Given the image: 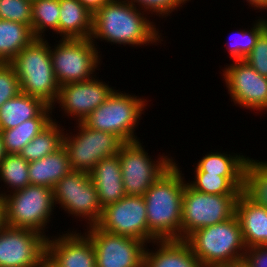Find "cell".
<instances>
[{
	"label": "cell",
	"instance_id": "cell-1",
	"mask_svg": "<svg viewBox=\"0 0 267 267\" xmlns=\"http://www.w3.org/2000/svg\"><path fill=\"white\" fill-rule=\"evenodd\" d=\"M146 14L126 0H110L93 14L91 40L96 47L97 39L131 47L159 45L162 33Z\"/></svg>",
	"mask_w": 267,
	"mask_h": 267
},
{
	"label": "cell",
	"instance_id": "cell-2",
	"mask_svg": "<svg viewBox=\"0 0 267 267\" xmlns=\"http://www.w3.org/2000/svg\"><path fill=\"white\" fill-rule=\"evenodd\" d=\"M175 162L145 192L149 232L157 240H181L185 177Z\"/></svg>",
	"mask_w": 267,
	"mask_h": 267
},
{
	"label": "cell",
	"instance_id": "cell-3",
	"mask_svg": "<svg viewBox=\"0 0 267 267\" xmlns=\"http://www.w3.org/2000/svg\"><path fill=\"white\" fill-rule=\"evenodd\" d=\"M47 38H35L9 63L14 67L22 93L42 99L54 107L60 85L53 71Z\"/></svg>",
	"mask_w": 267,
	"mask_h": 267
},
{
	"label": "cell",
	"instance_id": "cell-4",
	"mask_svg": "<svg viewBox=\"0 0 267 267\" xmlns=\"http://www.w3.org/2000/svg\"><path fill=\"white\" fill-rule=\"evenodd\" d=\"M185 241L203 267H223L244 259L246 246L239 221L232 218L200 228Z\"/></svg>",
	"mask_w": 267,
	"mask_h": 267
},
{
	"label": "cell",
	"instance_id": "cell-5",
	"mask_svg": "<svg viewBox=\"0 0 267 267\" xmlns=\"http://www.w3.org/2000/svg\"><path fill=\"white\" fill-rule=\"evenodd\" d=\"M148 102L143 97L114 89L106 101L93 110L83 123L94 130L112 133L123 143L139 141L134 132Z\"/></svg>",
	"mask_w": 267,
	"mask_h": 267
},
{
	"label": "cell",
	"instance_id": "cell-6",
	"mask_svg": "<svg viewBox=\"0 0 267 267\" xmlns=\"http://www.w3.org/2000/svg\"><path fill=\"white\" fill-rule=\"evenodd\" d=\"M5 225L35 230L45 234L55 208L53 189L42 185H28L3 197Z\"/></svg>",
	"mask_w": 267,
	"mask_h": 267
},
{
	"label": "cell",
	"instance_id": "cell-7",
	"mask_svg": "<svg viewBox=\"0 0 267 267\" xmlns=\"http://www.w3.org/2000/svg\"><path fill=\"white\" fill-rule=\"evenodd\" d=\"M98 48L91 38L60 39L57 45L50 46L53 71L59 85L95 77L94 72L99 70L102 59Z\"/></svg>",
	"mask_w": 267,
	"mask_h": 267
},
{
	"label": "cell",
	"instance_id": "cell-8",
	"mask_svg": "<svg viewBox=\"0 0 267 267\" xmlns=\"http://www.w3.org/2000/svg\"><path fill=\"white\" fill-rule=\"evenodd\" d=\"M238 196L202 193L194 190L187 182L182 197L181 240L200 228L232 218Z\"/></svg>",
	"mask_w": 267,
	"mask_h": 267
},
{
	"label": "cell",
	"instance_id": "cell-9",
	"mask_svg": "<svg viewBox=\"0 0 267 267\" xmlns=\"http://www.w3.org/2000/svg\"><path fill=\"white\" fill-rule=\"evenodd\" d=\"M144 147L141 141L126 142L117 153L124 190L128 196H144L154 182L175 163L172 156H165L164 153L153 160Z\"/></svg>",
	"mask_w": 267,
	"mask_h": 267
},
{
	"label": "cell",
	"instance_id": "cell-10",
	"mask_svg": "<svg viewBox=\"0 0 267 267\" xmlns=\"http://www.w3.org/2000/svg\"><path fill=\"white\" fill-rule=\"evenodd\" d=\"M78 124V125H77ZM76 134L64 133L66 149L72 171L89 173L98 161L118 153L123 142L114 134L94 130L83 122L76 123Z\"/></svg>",
	"mask_w": 267,
	"mask_h": 267
},
{
	"label": "cell",
	"instance_id": "cell-11",
	"mask_svg": "<svg viewBox=\"0 0 267 267\" xmlns=\"http://www.w3.org/2000/svg\"><path fill=\"white\" fill-rule=\"evenodd\" d=\"M54 204H59L73 218H82L87 227L96 225L102 216V206L94 183L87 172L71 171L53 188Z\"/></svg>",
	"mask_w": 267,
	"mask_h": 267
},
{
	"label": "cell",
	"instance_id": "cell-12",
	"mask_svg": "<svg viewBox=\"0 0 267 267\" xmlns=\"http://www.w3.org/2000/svg\"><path fill=\"white\" fill-rule=\"evenodd\" d=\"M96 226L103 231L140 239L146 244L157 240L148 230L143 196L126 195L107 205Z\"/></svg>",
	"mask_w": 267,
	"mask_h": 267
},
{
	"label": "cell",
	"instance_id": "cell-13",
	"mask_svg": "<svg viewBox=\"0 0 267 267\" xmlns=\"http://www.w3.org/2000/svg\"><path fill=\"white\" fill-rule=\"evenodd\" d=\"M85 230L95 249L96 267H143L145 242L103 231L96 225Z\"/></svg>",
	"mask_w": 267,
	"mask_h": 267
},
{
	"label": "cell",
	"instance_id": "cell-14",
	"mask_svg": "<svg viewBox=\"0 0 267 267\" xmlns=\"http://www.w3.org/2000/svg\"><path fill=\"white\" fill-rule=\"evenodd\" d=\"M47 237L27 228L0 230V267H39L46 258Z\"/></svg>",
	"mask_w": 267,
	"mask_h": 267
},
{
	"label": "cell",
	"instance_id": "cell-15",
	"mask_svg": "<svg viewBox=\"0 0 267 267\" xmlns=\"http://www.w3.org/2000/svg\"><path fill=\"white\" fill-rule=\"evenodd\" d=\"M226 66L222 78L231 101L251 111H267V77L258 74L244 60H234Z\"/></svg>",
	"mask_w": 267,
	"mask_h": 267
},
{
	"label": "cell",
	"instance_id": "cell-16",
	"mask_svg": "<svg viewBox=\"0 0 267 267\" xmlns=\"http://www.w3.org/2000/svg\"><path fill=\"white\" fill-rule=\"evenodd\" d=\"M91 78L82 82H71L60 86L56 102L61 111L75 119L77 123L85 118L102 103L114 91L105 81Z\"/></svg>",
	"mask_w": 267,
	"mask_h": 267
},
{
	"label": "cell",
	"instance_id": "cell-17",
	"mask_svg": "<svg viewBox=\"0 0 267 267\" xmlns=\"http://www.w3.org/2000/svg\"><path fill=\"white\" fill-rule=\"evenodd\" d=\"M62 234L47 238L46 258L53 265L56 267H96L95 249L86 233L82 234L81 230L80 233H77V230H70Z\"/></svg>",
	"mask_w": 267,
	"mask_h": 267
},
{
	"label": "cell",
	"instance_id": "cell-18",
	"mask_svg": "<svg viewBox=\"0 0 267 267\" xmlns=\"http://www.w3.org/2000/svg\"><path fill=\"white\" fill-rule=\"evenodd\" d=\"M89 175L95 185L102 208L127 195L124 190L118 154L98 161Z\"/></svg>",
	"mask_w": 267,
	"mask_h": 267
},
{
	"label": "cell",
	"instance_id": "cell-19",
	"mask_svg": "<svg viewBox=\"0 0 267 267\" xmlns=\"http://www.w3.org/2000/svg\"><path fill=\"white\" fill-rule=\"evenodd\" d=\"M235 216L246 248L267 246V208L254 204L241 192L236 202Z\"/></svg>",
	"mask_w": 267,
	"mask_h": 267
},
{
	"label": "cell",
	"instance_id": "cell-20",
	"mask_svg": "<svg viewBox=\"0 0 267 267\" xmlns=\"http://www.w3.org/2000/svg\"><path fill=\"white\" fill-rule=\"evenodd\" d=\"M152 244L158 247L150 250L146 245L143 267H203L185 240H156Z\"/></svg>",
	"mask_w": 267,
	"mask_h": 267
},
{
	"label": "cell",
	"instance_id": "cell-21",
	"mask_svg": "<svg viewBox=\"0 0 267 267\" xmlns=\"http://www.w3.org/2000/svg\"><path fill=\"white\" fill-rule=\"evenodd\" d=\"M53 109L42 99L20 92L0 107V131L33 118H52Z\"/></svg>",
	"mask_w": 267,
	"mask_h": 267
},
{
	"label": "cell",
	"instance_id": "cell-22",
	"mask_svg": "<svg viewBox=\"0 0 267 267\" xmlns=\"http://www.w3.org/2000/svg\"><path fill=\"white\" fill-rule=\"evenodd\" d=\"M61 39L91 38L93 13L80 0H59Z\"/></svg>",
	"mask_w": 267,
	"mask_h": 267
},
{
	"label": "cell",
	"instance_id": "cell-23",
	"mask_svg": "<svg viewBox=\"0 0 267 267\" xmlns=\"http://www.w3.org/2000/svg\"><path fill=\"white\" fill-rule=\"evenodd\" d=\"M71 171L70 160L63 146L46 157L29 162L28 167L30 184L47 186L51 189Z\"/></svg>",
	"mask_w": 267,
	"mask_h": 267
},
{
	"label": "cell",
	"instance_id": "cell-24",
	"mask_svg": "<svg viewBox=\"0 0 267 267\" xmlns=\"http://www.w3.org/2000/svg\"><path fill=\"white\" fill-rule=\"evenodd\" d=\"M34 39L29 25L0 20V63H9Z\"/></svg>",
	"mask_w": 267,
	"mask_h": 267
},
{
	"label": "cell",
	"instance_id": "cell-25",
	"mask_svg": "<svg viewBox=\"0 0 267 267\" xmlns=\"http://www.w3.org/2000/svg\"><path fill=\"white\" fill-rule=\"evenodd\" d=\"M56 119L36 135L19 153L27 162L39 160L63 146L65 128Z\"/></svg>",
	"mask_w": 267,
	"mask_h": 267
},
{
	"label": "cell",
	"instance_id": "cell-26",
	"mask_svg": "<svg viewBox=\"0 0 267 267\" xmlns=\"http://www.w3.org/2000/svg\"><path fill=\"white\" fill-rule=\"evenodd\" d=\"M241 154V155H240ZM207 152L195 166V173L218 174L220 176H243L249 157L242 153Z\"/></svg>",
	"mask_w": 267,
	"mask_h": 267
},
{
	"label": "cell",
	"instance_id": "cell-27",
	"mask_svg": "<svg viewBox=\"0 0 267 267\" xmlns=\"http://www.w3.org/2000/svg\"><path fill=\"white\" fill-rule=\"evenodd\" d=\"M241 192L254 204L267 208V161L247 159Z\"/></svg>",
	"mask_w": 267,
	"mask_h": 267
},
{
	"label": "cell",
	"instance_id": "cell-28",
	"mask_svg": "<svg viewBox=\"0 0 267 267\" xmlns=\"http://www.w3.org/2000/svg\"><path fill=\"white\" fill-rule=\"evenodd\" d=\"M52 121L53 118H33L15 128L0 131L6 154H19Z\"/></svg>",
	"mask_w": 267,
	"mask_h": 267
},
{
	"label": "cell",
	"instance_id": "cell-29",
	"mask_svg": "<svg viewBox=\"0 0 267 267\" xmlns=\"http://www.w3.org/2000/svg\"><path fill=\"white\" fill-rule=\"evenodd\" d=\"M193 179V181H188V184L194 190L208 194H240L243 187V176L195 173Z\"/></svg>",
	"mask_w": 267,
	"mask_h": 267
},
{
	"label": "cell",
	"instance_id": "cell-30",
	"mask_svg": "<svg viewBox=\"0 0 267 267\" xmlns=\"http://www.w3.org/2000/svg\"><path fill=\"white\" fill-rule=\"evenodd\" d=\"M59 0H33L31 29L35 38H46L45 31L59 34Z\"/></svg>",
	"mask_w": 267,
	"mask_h": 267
},
{
	"label": "cell",
	"instance_id": "cell-31",
	"mask_svg": "<svg viewBox=\"0 0 267 267\" xmlns=\"http://www.w3.org/2000/svg\"><path fill=\"white\" fill-rule=\"evenodd\" d=\"M28 167L29 162L19 154L5 155L0 163V181L2 180L8 186L7 188L12 190H6L4 193L0 190V197L3 198L7 192L9 194L30 185Z\"/></svg>",
	"mask_w": 267,
	"mask_h": 267
},
{
	"label": "cell",
	"instance_id": "cell-32",
	"mask_svg": "<svg viewBox=\"0 0 267 267\" xmlns=\"http://www.w3.org/2000/svg\"><path fill=\"white\" fill-rule=\"evenodd\" d=\"M252 24L250 30L247 29L245 31V29H240V31L234 33L235 35L233 36L237 35L239 39H237L238 41H235V39L234 43L231 40L230 43L228 42L229 40L227 41L229 44L227 48L231 60H244L247 57L254 48L259 35L267 28V19L261 17L260 19L255 20V23L253 22Z\"/></svg>",
	"mask_w": 267,
	"mask_h": 267
},
{
	"label": "cell",
	"instance_id": "cell-33",
	"mask_svg": "<svg viewBox=\"0 0 267 267\" xmlns=\"http://www.w3.org/2000/svg\"><path fill=\"white\" fill-rule=\"evenodd\" d=\"M0 20L20 22L31 27L32 1L0 0Z\"/></svg>",
	"mask_w": 267,
	"mask_h": 267
},
{
	"label": "cell",
	"instance_id": "cell-34",
	"mask_svg": "<svg viewBox=\"0 0 267 267\" xmlns=\"http://www.w3.org/2000/svg\"><path fill=\"white\" fill-rule=\"evenodd\" d=\"M139 10H144L147 15L150 13L159 16L160 18L166 17L170 13L177 11V9L186 3L185 0H126ZM137 3V4H136Z\"/></svg>",
	"mask_w": 267,
	"mask_h": 267
},
{
	"label": "cell",
	"instance_id": "cell-35",
	"mask_svg": "<svg viewBox=\"0 0 267 267\" xmlns=\"http://www.w3.org/2000/svg\"><path fill=\"white\" fill-rule=\"evenodd\" d=\"M21 92L20 82L10 63H0V107Z\"/></svg>",
	"mask_w": 267,
	"mask_h": 267
},
{
	"label": "cell",
	"instance_id": "cell-36",
	"mask_svg": "<svg viewBox=\"0 0 267 267\" xmlns=\"http://www.w3.org/2000/svg\"><path fill=\"white\" fill-rule=\"evenodd\" d=\"M244 61L258 74L267 77V28L259 35L254 48Z\"/></svg>",
	"mask_w": 267,
	"mask_h": 267
},
{
	"label": "cell",
	"instance_id": "cell-37",
	"mask_svg": "<svg viewBox=\"0 0 267 267\" xmlns=\"http://www.w3.org/2000/svg\"><path fill=\"white\" fill-rule=\"evenodd\" d=\"M244 260L250 267H267V246L246 248Z\"/></svg>",
	"mask_w": 267,
	"mask_h": 267
},
{
	"label": "cell",
	"instance_id": "cell-38",
	"mask_svg": "<svg viewBox=\"0 0 267 267\" xmlns=\"http://www.w3.org/2000/svg\"><path fill=\"white\" fill-rule=\"evenodd\" d=\"M93 14L110 0H80Z\"/></svg>",
	"mask_w": 267,
	"mask_h": 267
},
{
	"label": "cell",
	"instance_id": "cell-39",
	"mask_svg": "<svg viewBox=\"0 0 267 267\" xmlns=\"http://www.w3.org/2000/svg\"><path fill=\"white\" fill-rule=\"evenodd\" d=\"M249 3L250 7H254L255 10L264 11V9H267V0H246Z\"/></svg>",
	"mask_w": 267,
	"mask_h": 267
},
{
	"label": "cell",
	"instance_id": "cell-40",
	"mask_svg": "<svg viewBox=\"0 0 267 267\" xmlns=\"http://www.w3.org/2000/svg\"><path fill=\"white\" fill-rule=\"evenodd\" d=\"M5 226L4 201L0 197V230Z\"/></svg>",
	"mask_w": 267,
	"mask_h": 267
},
{
	"label": "cell",
	"instance_id": "cell-41",
	"mask_svg": "<svg viewBox=\"0 0 267 267\" xmlns=\"http://www.w3.org/2000/svg\"><path fill=\"white\" fill-rule=\"evenodd\" d=\"M223 267H250V266L243 259L237 262L230 263L229 265H225Z\"/></svg>",
	"mask_w": 267,
	"mask_h": 267
},
{
	"label": "cell",
	"instance_id": "cell-42",
	"mask_svg": "<svg viewBox=\"0 0 267 267\" xmlns=\"http://www.w3.org/2000/svg\"><path fill=\"white\" fill-rule=\"evenodd\" d=\"M6 152L4 149L3 138L0 132V163L5 158Z\"/></svg>",
	"mask_w": 267,
	"mask_h": 267
},
{
	"label": "cell",
	"instance_id": "cell-43",
	"mask_svg": "<svg viewBox=\"0 0 267 267\" xmlns=\"http://www.w3.org/2000/svg\"><path fill=\"white\" fill-rule=\"evenodd\" d=\"M39 267H56L47 258H45Z\"/></svg>",
	"mask_w": 267,
	"mask_h": 267
}]
</instances>
